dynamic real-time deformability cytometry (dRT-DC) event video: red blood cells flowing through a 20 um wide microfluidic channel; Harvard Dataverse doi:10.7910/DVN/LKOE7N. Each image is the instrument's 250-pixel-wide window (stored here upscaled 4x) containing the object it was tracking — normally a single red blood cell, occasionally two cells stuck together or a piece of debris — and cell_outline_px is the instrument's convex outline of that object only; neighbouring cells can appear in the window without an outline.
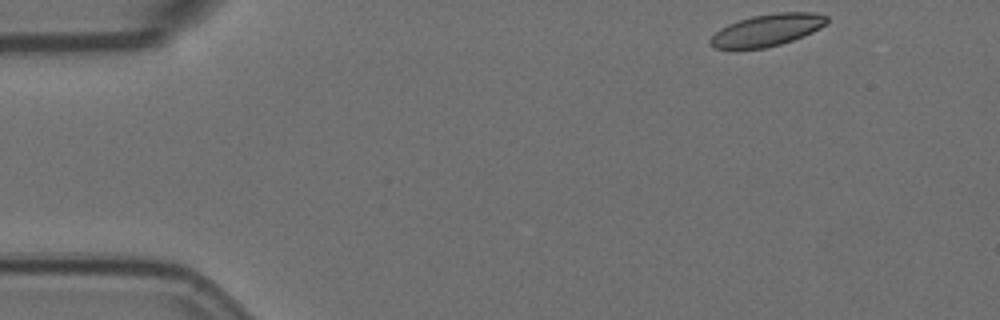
{"species": "Egyptian fruit bat (a non-hibernating species)", "species_latin": "Rousettus aegyptiacus", "temperature_condition": "room temperature", "stored_images_in_passage": 23, "camera_frame_rate_fps": 3000, "um_per_image_px": 0.085, "animal": {"sex": "female"}, "frame": {"image": 1, "passage_image": 1, "time_ms": 0.0, "image_size_px": [1000, 320], "cell_outline_px": [[828, 24], [812, 32], [792, 40], [780, 44], [764, 48], [712, 48], [708, 40], [720, 28], [728, 24], [752, 16], [776, 12], [816, 12], [828, 16]], "centroid_in_image_um": [65.23, 2.54], "position_along_channel_um": 19.8, "area_um2": 21.68}}
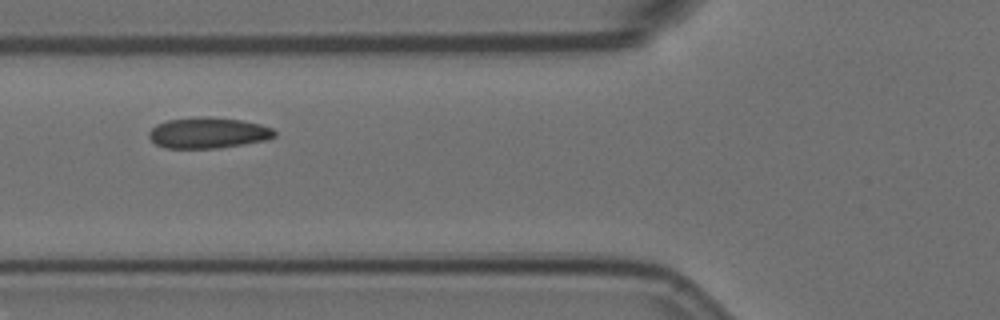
{"frame": {"image": 2, "passage_image": 16, "time_ms": 5.0, "image_size_px": [1000, 320], "cell_outline_px": [[276, 136], [268, 140], [244, 144], [216, 148], [164, 148], [156, 144], [148, 136], [148, 132], [156, 124], [168, 120], [204, 116], [212, 116], [240, 120], [260, 124], [272, 128], [276, 132]], "centroid_in_image_um": [17.7, 11.29], "position_along_channel_um": 108.1, "area_um2": 22.72}}
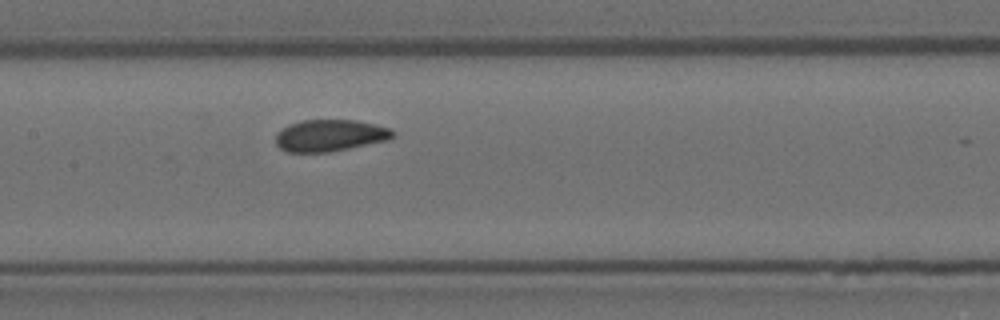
{"frame": {"image": 3, "passage_image": 22, "time_ms": 7.0, "image_size_px": [1000, 320], "cell_outline_px": [[396, 132], [388, 140], [328, 152], [288, 152], [280, 148], [276, 144], [276, 132], [288, 124], [300, 120], [356, 120], [392, 128]], "centroid_in_image_um": [28.03, 11.5], "position_along_channel_um": 179.4, "area_um2": 21.73}}